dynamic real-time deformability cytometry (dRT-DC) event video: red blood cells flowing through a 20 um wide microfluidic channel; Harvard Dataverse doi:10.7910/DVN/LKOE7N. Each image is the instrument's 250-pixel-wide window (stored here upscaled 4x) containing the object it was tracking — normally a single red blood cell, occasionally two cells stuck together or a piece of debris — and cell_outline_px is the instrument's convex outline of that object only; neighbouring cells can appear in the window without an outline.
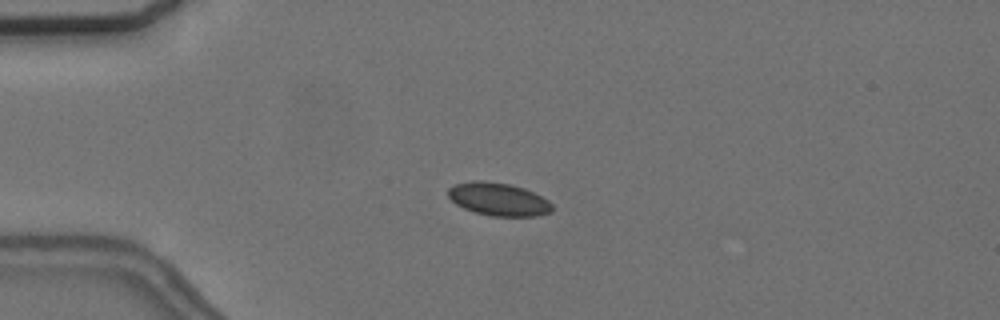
{"species": "common noctule bat (a hibernating species)", "species_latin": "Nyctalus noctula", "temperature_condition": "cold", "stored_images_in_passage": 5, "camera_frame_rate_fps": 3000, "um_per_image_px": 0.085, "animal": {"sex": "female", "body_mass_g": 24.6, "forearm_length_mm": 56.2}, "frame": {"image": 1, "passage_image": 4, "time_ms": 3.667, "image_size_px": [1000, 320], "cell_outline_px": [[552, 212], [536, 216], [492, 216], [476, 212], [464, 208], [456, 204], [448, 196], [448, 188], [456, 184], [472, 180], [484, 180], [508, 184], [524, 188], [548, 200], [552, 204]], "centroid_in_image_um": [42.36, 16.93], "position_along_channel_um": 42.6, "area_um2": 19.88}}